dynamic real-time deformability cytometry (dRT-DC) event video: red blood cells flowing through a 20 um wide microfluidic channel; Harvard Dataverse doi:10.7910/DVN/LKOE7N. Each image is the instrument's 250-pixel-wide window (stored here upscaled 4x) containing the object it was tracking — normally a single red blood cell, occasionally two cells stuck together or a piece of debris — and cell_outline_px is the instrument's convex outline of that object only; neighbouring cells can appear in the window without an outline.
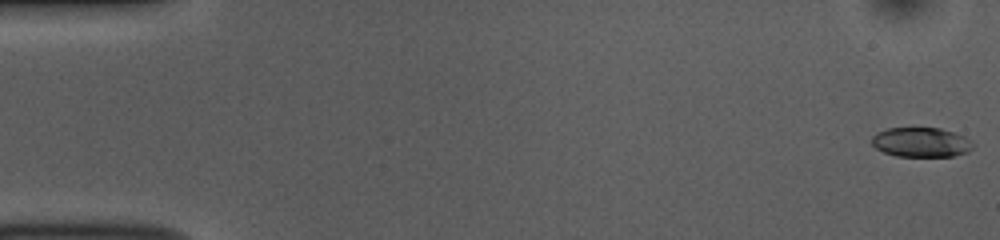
{"species": "common noctule bat (a hibernating species)", "species_latin": "Nyctalus noctula", "temperature_condition": "room temperature", "stored_images_in_passage": 53, "camera_frame_rate_fps": 3000, "um_per_image_px": 0.085, "animal": {"sex": "female", "body_mass_g": 10.0, "forearm_length_mm": 53.1}, "frame": {"image": 1, "passage_image": 1, "time_ms": 0.0, "image_size_px": [1000, 240], "cell_outline_px": [[972, 148], [968, 152], [952, 156], [896, 156], [884, 152], [876, 148], [872, 144], [872, 136], [876, 132], [888, 128], [940, 128], [964, 136], [972, 140]], "centroid_in_image_um": [78.28, 12.09], "position_along_channel_um": 6.7, "area_um2": 17.4}}
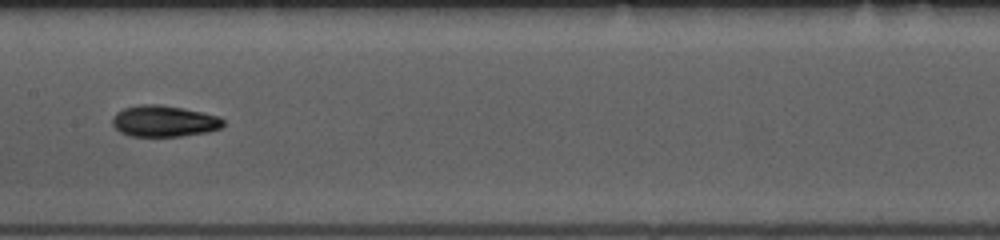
{"frame": {"image": 2, "passage_image": 27, "time_ms": 8.667, "image_size_px": [1000, 240], "cell_outline_px": [[224, 124], [220, 128], [208, 132], [180, 136], [128, 136], [120, 132], [112, 124], [112, 116], [116, 112], [124, 108], [140, 104], [160, 104], [184, 108], [220, 116], [224, 120]], "centroid_in_image_um": [13.93, 10.29], "position_along_channel_um": 193.5, "area_um2": 20.4}}
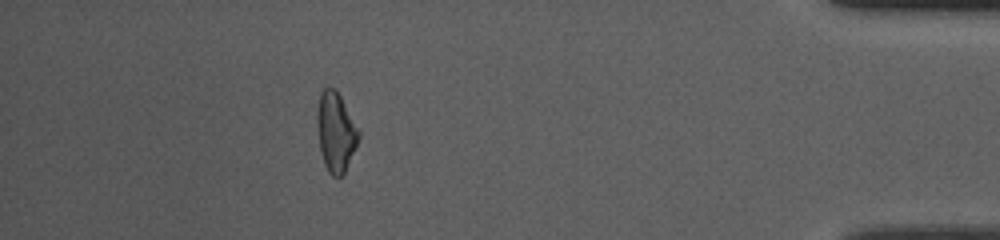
{"frame": {"image": 3, "passage_image": 48, "time_ms": 15.667, "image_size_px": [1000, 240], "cell_outline_px": [[360, 136], [344, 172], [340, 176], [332, 176], [328, 172], [324, 164], [320, 152], [316, 124], [316, 112], [320, 92], [324, 88], [336, 88], [360, 132]], "centroid_in_image_um": [28.5, 11.19], "position_along_channel_um": 406.7, "area_um2": 19.19}, "authors_computed_cell_mechanics": {"area_um2": 19.0162, "velocity_mm_per_s": 3.762, "shape_relaxation_time_tau1_ms": 2.9327, "shape_relaxation_time_tau2_ms": 4.3635, "deformation_change_tau1": 0.1507, "deformation_change_tau2": 0.1118}}